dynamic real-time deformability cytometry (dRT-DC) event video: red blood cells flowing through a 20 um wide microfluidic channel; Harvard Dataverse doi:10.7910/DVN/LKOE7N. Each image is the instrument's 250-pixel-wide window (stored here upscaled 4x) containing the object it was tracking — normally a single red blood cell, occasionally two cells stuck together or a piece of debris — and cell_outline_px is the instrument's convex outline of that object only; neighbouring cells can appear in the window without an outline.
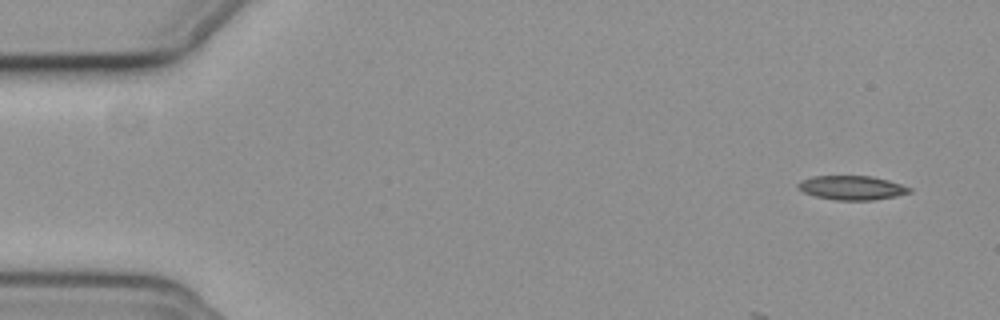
{"species": "common noctule bat (a hibernating species)", "species_latin": "Nyctalus noctula", "temperature_condition": "cold", "stored_images_in_passage": 8, "camera_frame_rate_fps": 3000, "um_per_image_px": 0.085, "animal": {"sex": "female", "body_mass_g": 19.3, "forearm_length_mm": 54.1}, "frame": {"image": 1, "passage_image": 1, "time_ms": 0.0, "image_size_px": [1000, 320], "cell_outline_px": [[912, 192], [896, 196], [872, 200], [836, 200], [816, 196], [804, 192], [796, 188], [796, 184], [800, 180], [812, 176], [872, 176], [888, 180], [912, 188]], "centroid_in_image_um": [72.38, 15.95], "position_along_channel_um": 12.6, "area_um2": 15.72}}